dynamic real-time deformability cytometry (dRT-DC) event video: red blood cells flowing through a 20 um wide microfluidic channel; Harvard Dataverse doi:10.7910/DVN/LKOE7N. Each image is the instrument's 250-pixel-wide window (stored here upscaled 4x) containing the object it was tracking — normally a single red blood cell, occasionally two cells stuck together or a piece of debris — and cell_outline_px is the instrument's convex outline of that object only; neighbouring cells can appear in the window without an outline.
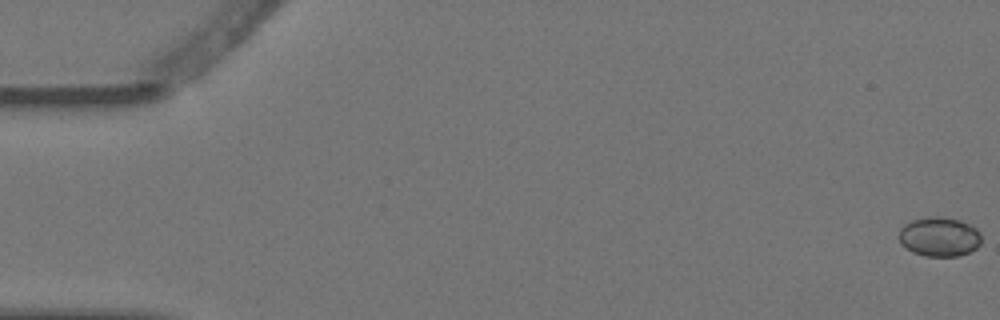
{"species": "Egyptian fruit bat (a non-hibernating species)", "species_latin": "Rousettus aegyptiacus", "temperature_condition": "warm", "stored_images_in_passage": 7, "camera_frame_rate_fps": 3000, "um_per_image_px": 0.085, "animal": {"sex": "female"}, "frame": {"image": 1, "passage_image": 1, "time_ms": 0.0, "image_size_px": [1000, 320], "cell_outline_px": [[980, 244], [976, 248], [960, 256], [924, 256], [912, 252], [900, 244], [900, 228], [904, 224], [912, 220], [932, 216], [940, 216], [960, 220], [976, 228], [980, 232]], "centroid_in_image_um": [79.83, 20.12], "position_along_channel_um": 5.2, "area_um2": 18.96}}
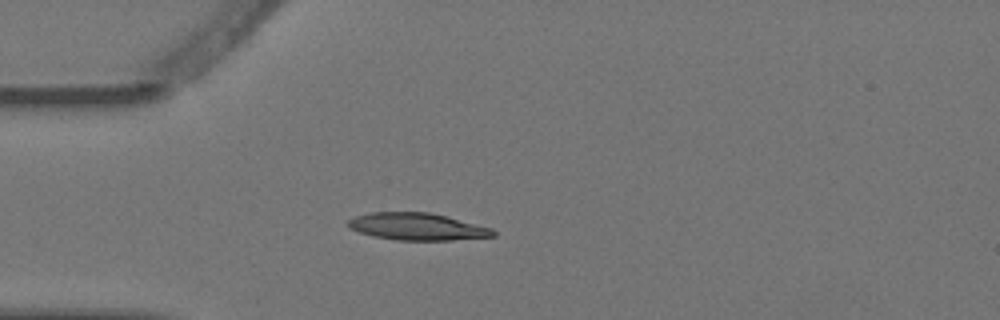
{"frame": {"image": 2, "passage_image": 6, "time_ms": 1.667, "image_size_px": [1000, 320], "cell_outline_px": [[496, 236], [452, 240], [396, 240], [372, 236], [348, 228], [344, 224], [348, 220], [356, 216], [368, 212], [428, 212], [492, 228], [496, 232]], "centroid_in_image_um": [35.41, 19.26], "position_along_channel_um": 49.6, "area_um2": 22.95}}